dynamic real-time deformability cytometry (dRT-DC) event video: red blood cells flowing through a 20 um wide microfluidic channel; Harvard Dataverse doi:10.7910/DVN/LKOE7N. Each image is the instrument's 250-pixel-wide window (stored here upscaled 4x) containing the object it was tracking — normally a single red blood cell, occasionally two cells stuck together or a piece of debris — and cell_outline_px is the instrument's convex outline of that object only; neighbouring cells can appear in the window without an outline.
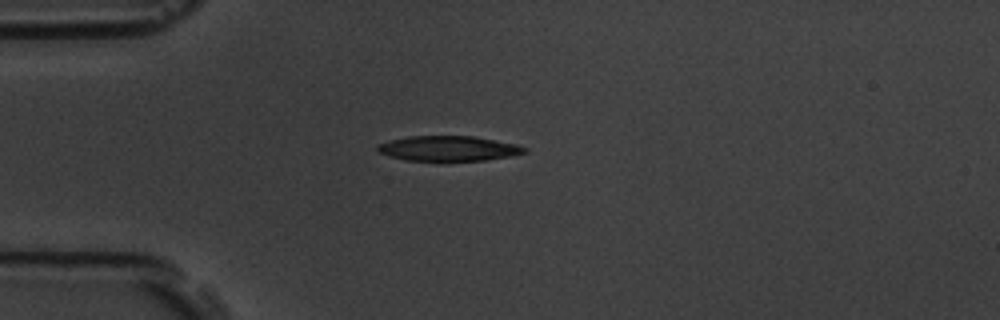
{"species": "common noctule bat (a hibernating species)", "species_latin": "Nyctalus noctula", "temperature_condition": "room temperature", "stored_images_in_passage": 43, "camera_frame_rate_fps": 3000, "um_per_image_px": 0.085, "animal": {"sex": "male", "body_mass_g": 19.5, "forearm_length_mm": 54.6}, "frame": {"image": 1, "passage_image": 1, "time_ms": 0.0, "image_size_px": [1000, 320], "cell_outline_px": [[528, 152], [512, 156], [484, 160], [404, 160], [388, 156], [380, 152], [376, 148], [376, 144], [408, 136], [472, 136], [516, 144], [528, 148]], "centroid_in_image_um": [38.13, 12.61], "position_along_channel_um": 46.9, "area_um2": 21.33}}
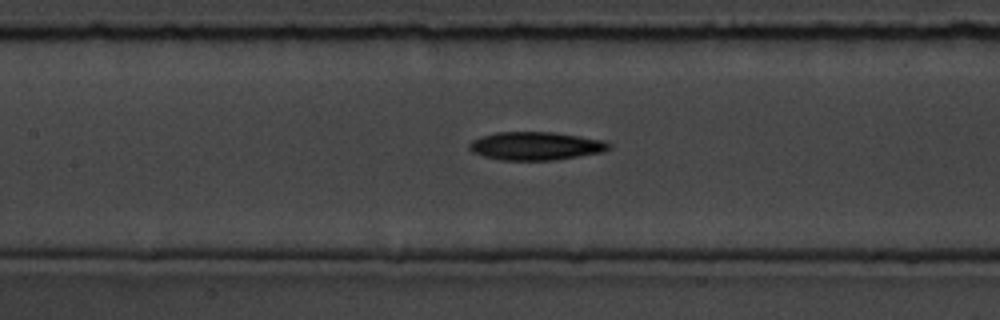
{"frame": {"image": 2, "passage_image": 12, "time_ms": 3.667, "image_size_px": [1000, 320], "cell_outline_px": [[612, 148], [604, 152], [552, 160], [500, 160], [484, 156], [472, 152], [468, 148], [468, 144], [472, 140], [496, 132], [552, 132], [580, 136], [604, 140], [612, 144]], "centroid_in_image_um": [45.57, 12.41], "position_along_channel_um": 161.8, "area_um2": 23.0}}
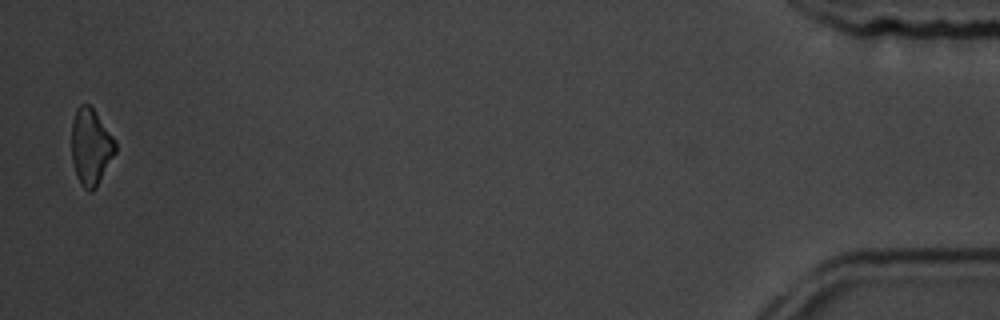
{"frame": {"image": 3, "passage_image": 42, "time_ms": 13.667, "image_size_px": [1000, 320], "cell_outline_px": [[116, 152], [96, 188], [92, 192], [88, 192], [80, 184], [76, 176], [72, 160], [72, 120], [76, 108], [80, 104], [88, 104], [92, 108], [116, 140]], "centroid_in_image_um": [7.72, 12.5], "position_along_channel_um": 427.5, "area_um2": 19.59}, "authors_computed_cell_mechanics": {"area_um2": 21.7906, "velocity_mm_per_s": 3.5894, "shape_relaxation_time_tau1_ms": 7.6202, "shape_relaxation_time_tau2_ms": null, "deformation_change_tau1": 0.169, "deformation_change_tau2": null}}